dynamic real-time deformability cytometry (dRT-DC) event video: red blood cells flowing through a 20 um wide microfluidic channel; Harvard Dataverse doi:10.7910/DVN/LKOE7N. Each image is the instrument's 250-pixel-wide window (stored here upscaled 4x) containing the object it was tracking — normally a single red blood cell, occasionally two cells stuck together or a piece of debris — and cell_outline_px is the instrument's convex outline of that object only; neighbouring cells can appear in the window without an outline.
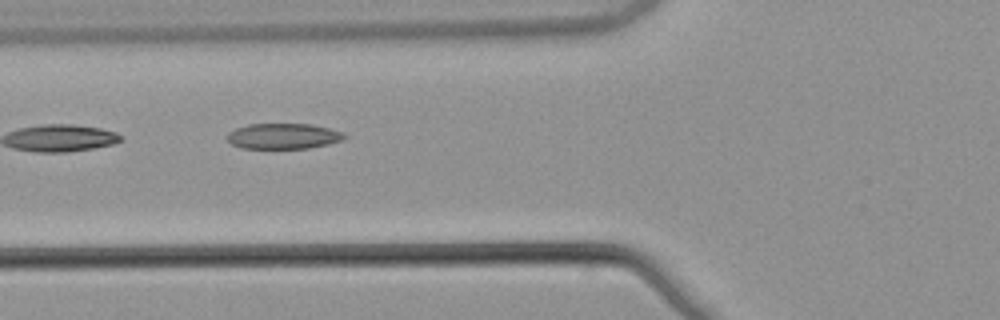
{"species": "common noctule bat (a hibernating species)", "species_latin": "Nyctalus noctula", "temperature_condition": "warm", "stored_images_in_passage": 5, "camera_frame_rate_fps": 3000, "um_per_image_px": 0.085, "animal": {"sex": "male", "body_mass_g": 21.5, "forearm_length_mm": 52.0}, "frame": {"image": 1, "passage_image": 3, "time_ms": 0.667, "image_size_px": [1000, 320], "cell_outline_px": [[348, 136], [340, 140], [328, 144], [308, 148], [240, 148], [232, 144], [228, 140], [228, 132], [236, 128], [248, 124], [312, 124], [344, 132]], "centroid_in_image_um": [24.08, 11.57], "position_along_channel_um": 101.7, "area_um2": 17.4}}